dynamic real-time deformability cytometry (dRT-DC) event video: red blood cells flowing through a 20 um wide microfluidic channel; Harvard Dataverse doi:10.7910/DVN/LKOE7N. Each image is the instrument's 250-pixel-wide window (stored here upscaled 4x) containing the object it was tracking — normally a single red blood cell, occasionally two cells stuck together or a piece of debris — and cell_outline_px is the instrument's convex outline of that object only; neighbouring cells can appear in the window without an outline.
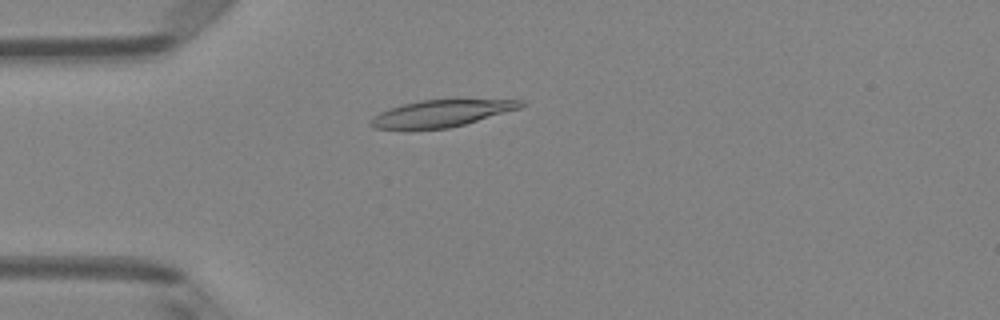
{"species": "Egyptian fruit bat (a non-hibernating species)", "species_latin": "Rousettus aegyptiacus", "temperature_condition": "room temperature", "stored_images_in_passage": 5, "camera_frame_rate_fps": 3000, "um_per_image_px": 0.085, "animal": {"sex": "female"}, "frame": {"image": 1, "passage_image": 4, "time_ms": 1.0, "image_size_px": [1000, 320], "cell_outline_px": [[524, 104], [520, 108], [464, 124], [448, 128], [408, 132], [404, 132], [376, 128], [368, 124], [372, 116], [388, 108], [420, 100], [456, 96], [524, 100]], "centroid_in_image_um": [37.5, 9.61], "position_along_channel_um": 47.5, "area_um2": 25.43}}